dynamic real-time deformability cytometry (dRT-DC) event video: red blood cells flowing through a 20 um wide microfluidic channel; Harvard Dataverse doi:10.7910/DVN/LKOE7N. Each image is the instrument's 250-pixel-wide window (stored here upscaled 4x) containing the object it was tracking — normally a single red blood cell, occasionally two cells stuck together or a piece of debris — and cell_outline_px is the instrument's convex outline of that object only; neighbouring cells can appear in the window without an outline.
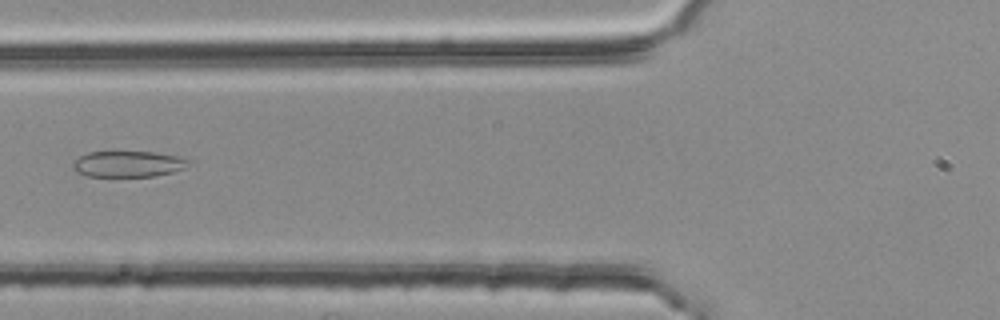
{"species": "common noctule bat (a hibernating species)", "species_latin": "Nyctalus noctula", "temperature_condition": "room temperature", "stored_images_in_passage": 3, "camera_frame_rate_fps": 3000, "um_per_image_px": 0.085, "animal": {"sex": "female", "body_mass_g": 25.1}, "frame": {"image": 1, "passage_image": 3, "time_ms": 0.667, "image_size_px": [1000, 320], "cell_outline_px": [[192, 160], [184, 168], [172, 172], [152, 176], [88, 176], [76, 172], [72, 168], [72, 164], [80, 156], [88, 152], [156, 152], [176, 156]], "centroid_in_image_um": [10.88, 13.93], "position_along_channel_um": 114.9, "area_um2": 17.4}}